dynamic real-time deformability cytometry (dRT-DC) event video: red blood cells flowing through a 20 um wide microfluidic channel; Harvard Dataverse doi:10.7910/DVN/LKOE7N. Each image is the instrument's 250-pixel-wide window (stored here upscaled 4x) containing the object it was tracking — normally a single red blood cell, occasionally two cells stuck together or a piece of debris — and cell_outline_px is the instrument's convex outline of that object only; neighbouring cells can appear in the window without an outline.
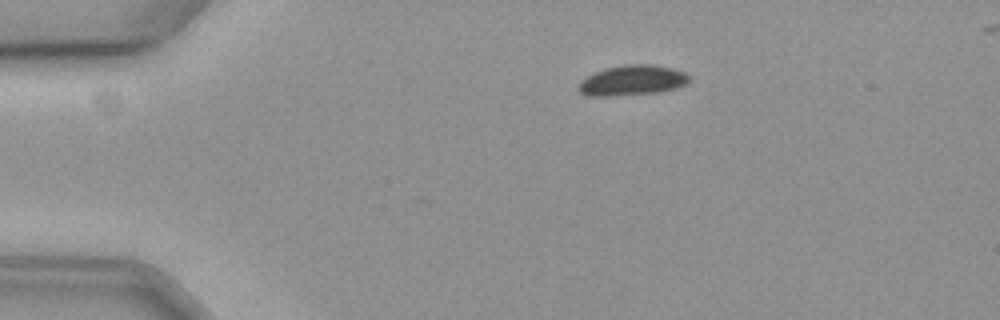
{"species": "common noctule bat (a hibernating species)", "species_latin": "Nyctalus noctula", "temperature_condition": "cold", "stored_images_in_passage": 10, "camera_frame_rate_fps": 3000, "um_per_image_px": 0.085, "animal": {"sex": "female", "body_mass_g": 19.3, "forearm_length_mm": 54.1}, "frame": {"image": 1, "passage_image": 1, "time_ms": 0.0, "image_size_px": [1000, 320], "cell_outline_px": [[692, 80], [688, 84], [676, 88], [660, 92], [612, 96], [584, 96], [576, 88], [580, 80], [604, 68], [624, 64], [652, 64], [672, 68], [684, 72], [692, 76]], "centroid_in_image_um": [53.76, 6.83], "position_along_channel_um": 31.2, "area_um2": 19.94}}